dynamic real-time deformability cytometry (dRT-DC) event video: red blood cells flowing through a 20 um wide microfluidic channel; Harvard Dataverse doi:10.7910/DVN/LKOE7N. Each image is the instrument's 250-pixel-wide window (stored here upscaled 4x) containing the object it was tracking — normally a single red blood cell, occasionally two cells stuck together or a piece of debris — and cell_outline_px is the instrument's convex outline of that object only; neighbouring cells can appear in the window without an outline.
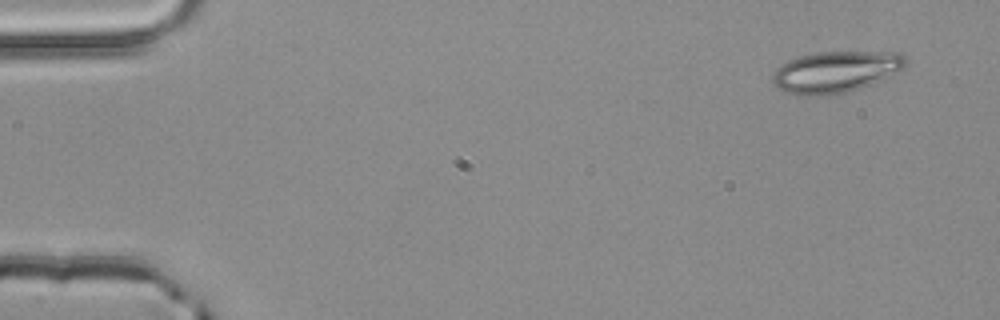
{"species": "common noctule bat (a hibernating species)", "species_latin": "Nyctalus noctula", "temperature_condition": "room temperature", "stored_images_in_passage": 3, "camera_frame_rate_fps": 3000, "um_per_image_px": 0.085, "animal": {"sex": "male", "body_mass_g": 20.4}, "frame": {"image": 1, "passage_image": 1, "time_ms": 0.0, "image_size_px": [1000, 320], "cell_outline_px": [[908, 64], [904, 68], [880, 80], [860, 88], [848, 92], [824, 96], [800, 96], [788, 92], [772, 84], [772, 76], [776, 68], [788, 60], [800, 56], [816, 52], [900, 52], [908, 60]], "centroid_in_image_um": [71.03, 6.11], "position_along_channel_um": 14.0, "area_um2": 32.25}}